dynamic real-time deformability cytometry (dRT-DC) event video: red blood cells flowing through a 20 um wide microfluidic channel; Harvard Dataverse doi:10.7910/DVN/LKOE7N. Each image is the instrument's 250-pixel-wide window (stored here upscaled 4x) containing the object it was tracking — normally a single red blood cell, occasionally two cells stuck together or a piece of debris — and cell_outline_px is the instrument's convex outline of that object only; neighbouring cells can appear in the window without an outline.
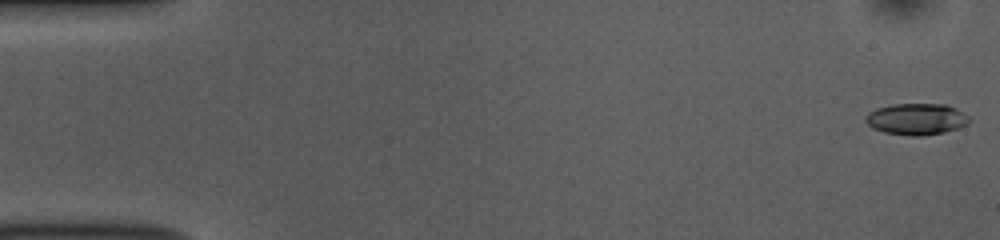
{"species": "common noctule bat (a hibernating species)", "species_latin": "Nyctalus noctula", "temperature_condition": "room temperature", "stored_images_in_passage": 52, "camera_frame_rate_fps": 3000, "um_per_image_px": 0.085, "animal": {"sex": "female", "body_mass_g": 10.0, "forearm_length_mm": 53.1}, "frame": {"image": 1, "passage_image": 1, "time_ms": 0.0, "image_size_px": [1000, 240], "cell_outline_px": [[968, 124], [944, 132], [920, 136], [912, 136], [884, 132], [872, 128], [864, 120], [864, 116], [868, 112], [876, 108], [892, 104], [944, 104], [956, 108], [968, 116]], "centroid_in_image_um": [77.85, 10.11], "position_along_channel_um": 7.2, "area_um2": 18.96}}
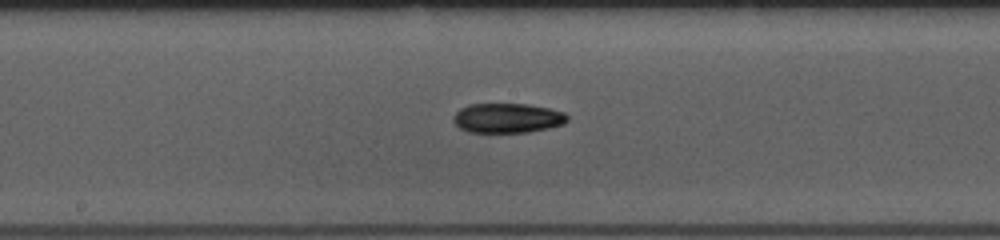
{"frame": {"image": 2, "passage_image": 27, "time_ms": 8.667, "image_size_px": [1000, 240], "cell_outline_px": [[568, 120], [564, 124], [548, 128], [528, 132], [468, 132], [460, 128], [452, 120], [452, 116], [460, 108], [468, 104], [528, 104], [548, 108], [564, 112], [568, 116]], "centroid_in_image_um": [43.12, 10.03], "position_along_channel_um": 205.1, "area_um2": 19.77}}
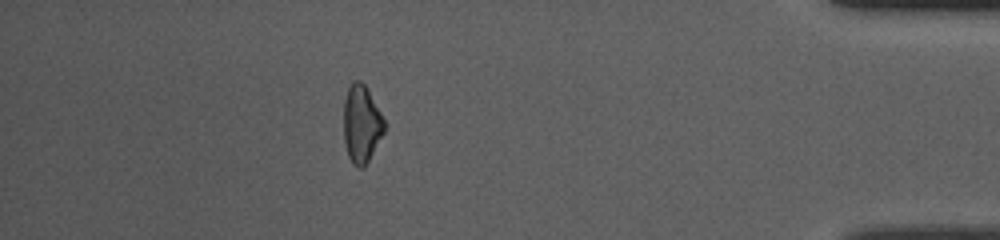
{"frame": {"image": 3, "passage_image": 46, "time_ms": 15.0, "image_size_px": [1000, 240], "cell_outline_px": [[384, 132], [368, 160], [360, 168], [356, 168], [352, 164], [348, 156], [344, 144], [344, 100], [348, 88], [352, 80], [360, 80], [364, 84], [380, 112], [384, 120]], "centroid_in_image_um": [30.69, 10.53], "position_along_channel_um": 404.5, "area_um2": 18.15}, "authors_computed_cell_mechanics": {"area_um2": 18.9584, "velocity_mm_per_s": 3.8743, "shape_relaxation_time_tau1_ms": 4.2684, "shape_relaxation_time_tau2_ms": null, "deformation_change_tau1": 0.1613, "deformation_change_tau2": null}}